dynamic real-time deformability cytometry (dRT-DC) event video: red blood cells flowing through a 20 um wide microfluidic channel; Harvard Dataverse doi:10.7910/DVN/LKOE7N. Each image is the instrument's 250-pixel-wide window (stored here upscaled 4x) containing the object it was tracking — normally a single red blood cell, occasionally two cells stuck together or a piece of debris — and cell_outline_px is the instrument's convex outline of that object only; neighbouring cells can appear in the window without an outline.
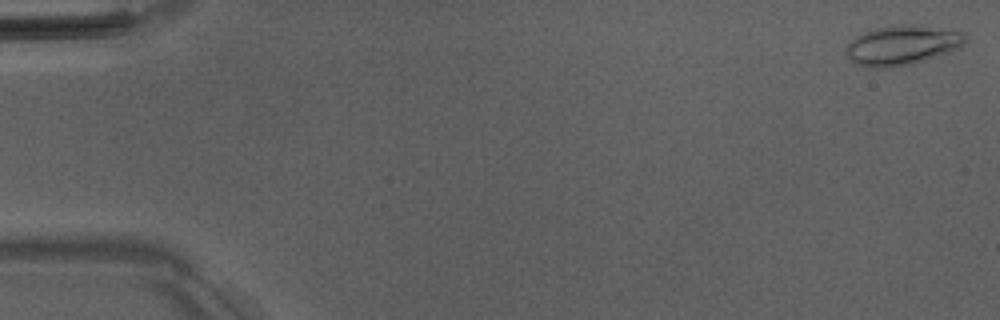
{"species": "Egyptian fruit bat (a non-hibernating species)", "species_latin": "Rousettus aegyptiacus", "temperature_condition": "room temperature", "stored_images_in_passage": 51, "camera_frame_rate_fps": 3000, "um_per_image_px": 0.085, "animal": {"sex": "male"}, "frame": {"image": 1, "passage_image": 1, "time_ms": 0.0, "image_size_px": [1000, 320], "cell_outline_px": [[968, 40], [960, 48], [912, 64], [888, 68], [872, 68], [856, 64], [848, 56], [844, 48], [856, 36], [864, 32], [876, 28], [900, 24], [912, 24], [964, 32], [968, 36]], "centroid_in_image_um": [76.7, 3.84], "position_along_channel_um": 8.3, "area_um2": 27.57}}
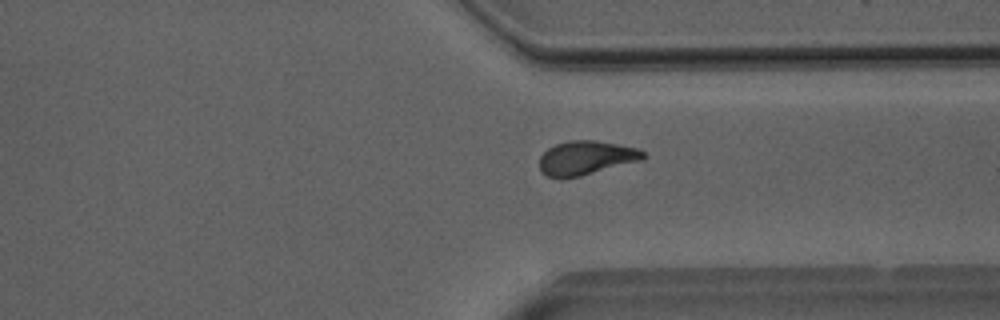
{"frame": {"image": 2, "passage_image": 39, "time_ms": 12.667, "image_size_px": [1000, 320], "cell_outline_px": [[648, 156], [644, 160], [580, 176], [548, 176], [540, 172], [540, 156], [548, 148], [556, 144], [568, 140], [596, 140], [640, 148]], "centroid_in_image_um": [49.89, 13.39], "position_along_channel_um": 361.5, "area_um2": 20.58}}
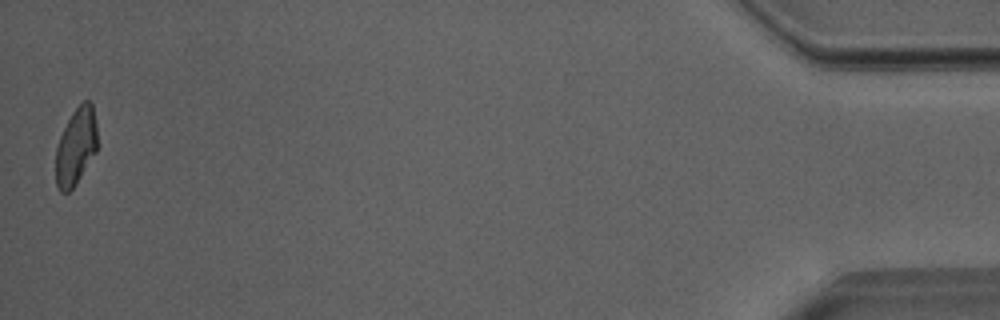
{"frame": {"image": 3, "passage_image": 51, "time_ms": 16.667, "image_size_px": [1000, 320], "cell_outline_px": [[96, 152], [72, 188], [68, 192], [60, 192], [56, 184], [56, 148], [60, 136], [72, 112], [84, 100], [88, 100], [92, 104], [96, 124]], "centroid_in_image_um": [6.44, 12.44], "position_along_channel_um": 428.8, "area_um2": 18.32}, "authors_computed_cell_mechanics": {"area_um2": 20.6346, "velocity_mm_per_s": 4.0164, "shape_relaxation_time_tau1_ms": 8.8883, "shape_relaxation_time_tau2_ms": 2.5199, "deformation_change_tau1": 0.2357, "deformation_change_tau2": 0.1013}}